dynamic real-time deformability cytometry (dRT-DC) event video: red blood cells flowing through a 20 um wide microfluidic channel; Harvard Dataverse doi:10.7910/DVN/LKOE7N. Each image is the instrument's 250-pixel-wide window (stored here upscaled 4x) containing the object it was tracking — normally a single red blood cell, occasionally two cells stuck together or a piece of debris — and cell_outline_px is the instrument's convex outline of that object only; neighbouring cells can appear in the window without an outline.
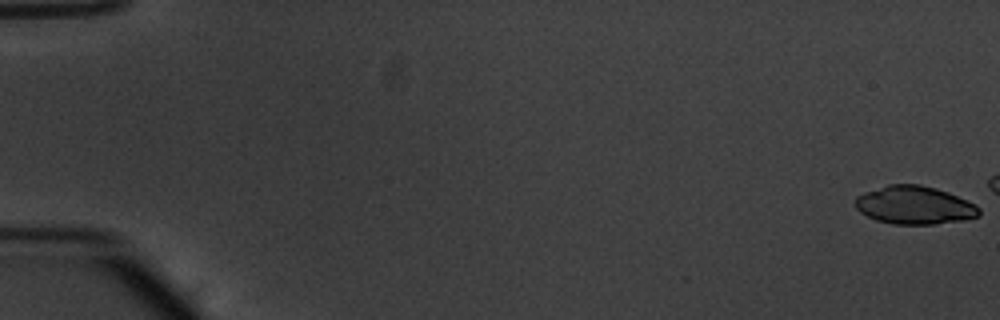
{"species": "common noctule bat (a hibernating species)", "species_latin": "Nyctalus noctula", "temperature_condition": "warm", "stored_images_in_passage": 10, "camera_frame_rate_fps": 3000, "um_per_image_px": 0.085, "animal": {"sex": "male", "body_mass_g": 20.1, "forearm_length_mm": 53.5}, "frame": {"image": 1, "passage_image": 1, "time_ms": 0.0, "image_size_px": [1000, 320], "cell_outline_px": [[980, 216], [960, 220], [936, 224], [892, 224], [876, 220], [860, 212], [856, 208], [856, 196], [864, 192], [888, 184], [920, 184], [936, 188], [948, 192], [976, 204], [980, 208]], "centroid_in_image_um": [77.73, 17.43], "position_along_channel_um": 7.3, "area_um2": 27.57}}